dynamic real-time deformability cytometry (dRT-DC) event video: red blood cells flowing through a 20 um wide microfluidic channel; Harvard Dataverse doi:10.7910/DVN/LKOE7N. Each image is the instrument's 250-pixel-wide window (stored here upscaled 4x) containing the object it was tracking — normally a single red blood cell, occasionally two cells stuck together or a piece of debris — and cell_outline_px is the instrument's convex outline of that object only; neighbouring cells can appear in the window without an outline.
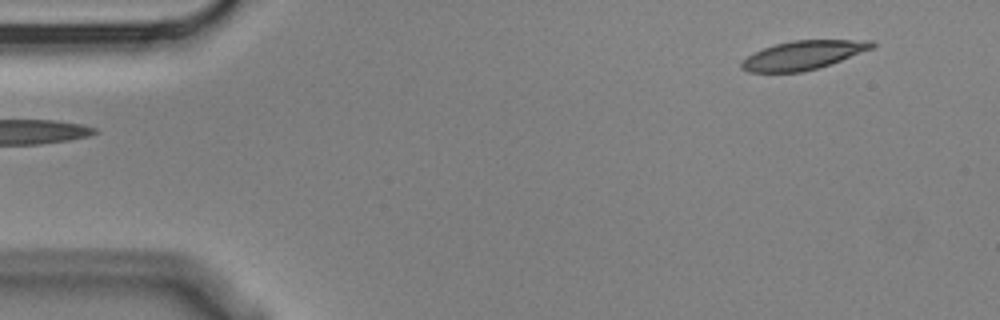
{"species": "Egyptian fruit bat (a non-hibernating species)", "species_latin": "Rousettus aegyptiacus", "temperature_condition": "cold", "stored_images_in_passage": 4, "segment_of_instrument_passage": [2, 2], "camera_frame_rate_fps": 3000, "um_per_image_px": 0.085, "animal": {"sex": "male"}, "frame": {"image": 1, "passage_image": 4, "time_ms": 1.0, "image_size_px": [1000, 320], "cell_outline_px": [[876, 44], [872, 48], [840, 60], [804, 72], [748, 72], [740, 68], [740, 64], [748, 56], [764, 48], [776, 44], [792, 40], [872, 40]], "centroid_in_image_um": [68.24, 4.68], "position_along_channel_um": 16.8, "area_um2": 21.5}}